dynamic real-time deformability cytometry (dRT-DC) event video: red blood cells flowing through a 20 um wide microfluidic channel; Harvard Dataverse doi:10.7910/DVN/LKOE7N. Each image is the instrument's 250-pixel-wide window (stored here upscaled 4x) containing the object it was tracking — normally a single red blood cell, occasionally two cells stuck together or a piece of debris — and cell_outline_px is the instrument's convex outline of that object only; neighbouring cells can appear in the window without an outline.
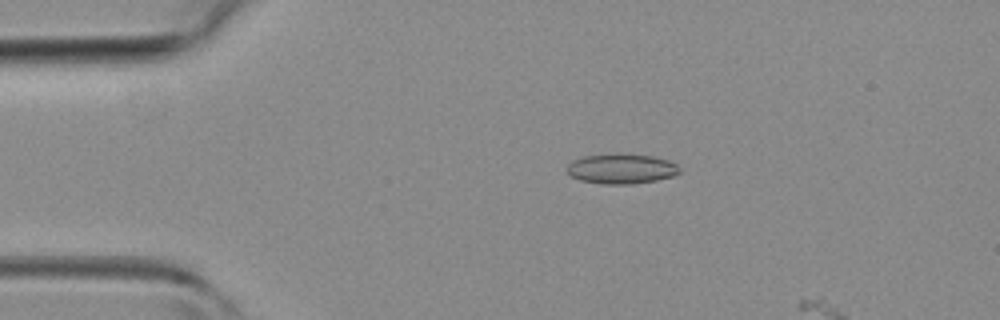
{"species": "common noctule bat (a hibernating species)", "species_latin": "Nyctalus noctula", "temperature_condition": "room temperature", "stored_images_in_passage": 4, "camera_frame_rate_fps": 3000, "um_per_image_px": 0.085, "animal": {"sex": "female", "body_mass_g": 19.3, "forearm_length_mm": 54.1}, "frame": {"image": 1, "passage_image": 2, "time_ms": 0.333, "image_size_px": [1000, 320], "cell_outline_px": [[680, 172], [672, 176], [656, 180], [632, 184], [600, 184], [580, 180], [572, 176], [568, 172], [568, 164], [572, 160], [584, 156], [620, 152], [652, 156], [668, 160], [676, 164], [680, 168]], "centroid_in_image_um": [52.82, 14.33], "position_along_channel_um": 32.2, "area_um2": 19.88}}